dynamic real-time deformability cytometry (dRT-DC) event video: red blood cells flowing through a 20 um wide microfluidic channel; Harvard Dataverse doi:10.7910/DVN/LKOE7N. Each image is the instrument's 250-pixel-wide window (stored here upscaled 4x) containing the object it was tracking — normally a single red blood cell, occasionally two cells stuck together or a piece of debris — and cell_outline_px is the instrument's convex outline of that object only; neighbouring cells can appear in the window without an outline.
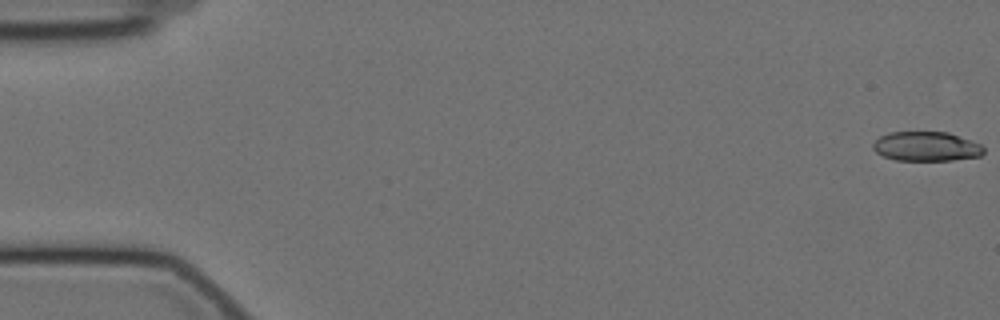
{"species": "Egyptian fruit bat (a non-hibernating species)", "species_latin": "Rousettus aegyptiacus", "temperature_condition": "cold", "stored_images_in_passage": 19, "camera_frame_rate_fps": 3000, "um_per_image_px": 0.085, "animal": {"sex": "female"}, "frame": {"image": 1, "passage_image": 1, "time_ms": 0.0, "image_size_px": [1000, 320], "cell_outline_px": [[984, 152], [980, 156], [952, 160], [896, 160], [884, 156], [876, 152], [872, 148], [872, 144], [880, 136], [888, 132], [948, 132], [980, 144], [984, 148]], "centroid_in_image_um": [78.71, 12.44], "position_along_channel_um": 6.3, "area_um2": 18.9}}
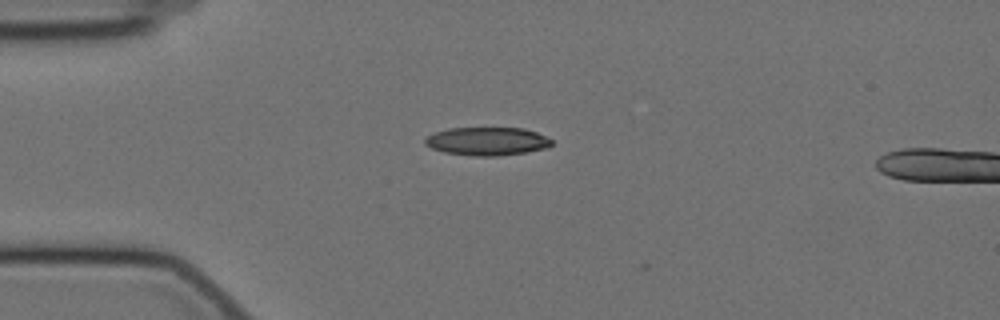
{"frame": {"image": 2, "passage_image": 15, "time_ms": 4.667, "image_size_px": [1000, 320], "cell_outline_px": [[552, 144], [548, 148], [524, 152], [496, 156], [472, 156], [444, 152], [432, 148], [424, 144], [424, 140], [428, 136], [436, 132], [448, 128], [524, 128], [536, 132], [552, 140]], "centroid_in_image_um": [41.4, 12.01], "position_along_channel_um": 43.6, "area_um2": 20.75}}